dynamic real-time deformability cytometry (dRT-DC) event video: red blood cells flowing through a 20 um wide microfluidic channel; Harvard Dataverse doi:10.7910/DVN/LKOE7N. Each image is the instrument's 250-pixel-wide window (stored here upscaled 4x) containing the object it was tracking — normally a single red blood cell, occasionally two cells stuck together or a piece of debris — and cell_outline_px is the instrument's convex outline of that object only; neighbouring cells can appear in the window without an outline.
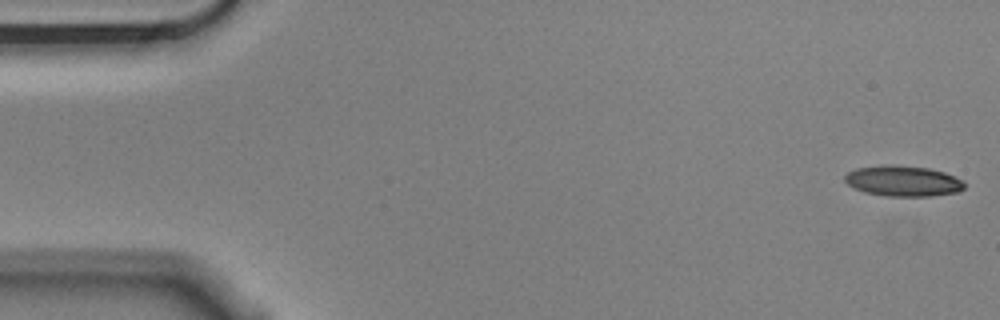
{"species": "Egyptian fruit bat (a non-hibernating species)", "species_latin": "Rousettus aegyptiacus", "temperature_condition": "cold", "stored_images_in_passage": 5, "camera_frame_rate_fps": 3000, "um_per_image_px": 0.085, "animal": {"sex": "male"}, "frame": {"image": 1, "passage_image": 1, "time_ms": 0.0, "image_size_px": [1000, 320], "cell_outline_px": [[964, 188], [960, 192], [932, 196], [884, 196], [864, 192], [852, 188], [844, 180], [844, 176], [848, 172], [856, 168], [928, 168], [944, 172], [964, 180]], "centroid_in_image_um": [76.81, 15.45], "position_along_channel_um": 8.2, "area_um2": 20.52}}
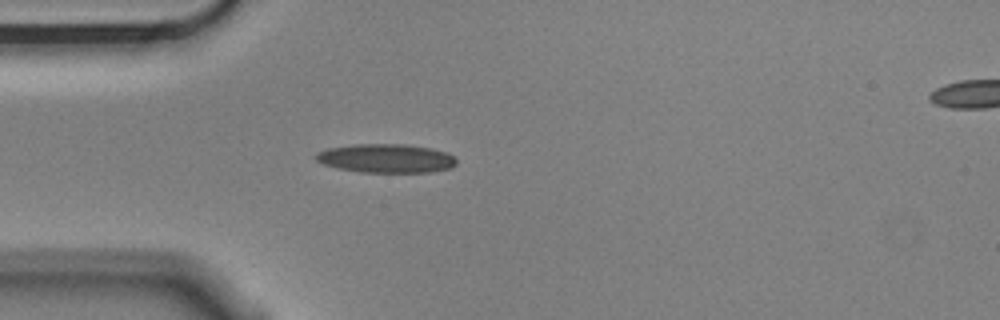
{"frame": {"image": 2, "passage_image": 5, "time_ms": 1.333, "image_size_px": [1000, 320], "cell_outline_px": [[456, 164], [448, 168], [432, 172], [360, 172], [336, 168], [324, 164], [316, 160], [312, 156], [316, 152], [328, 148], [356, 144], [404, 144], [432, 148], [448, 152], [456, 160]], "centroid_in_image_um": [32.78, 13.45], "position_along_channel_um": 52.2, "area_um2": 23.7}}